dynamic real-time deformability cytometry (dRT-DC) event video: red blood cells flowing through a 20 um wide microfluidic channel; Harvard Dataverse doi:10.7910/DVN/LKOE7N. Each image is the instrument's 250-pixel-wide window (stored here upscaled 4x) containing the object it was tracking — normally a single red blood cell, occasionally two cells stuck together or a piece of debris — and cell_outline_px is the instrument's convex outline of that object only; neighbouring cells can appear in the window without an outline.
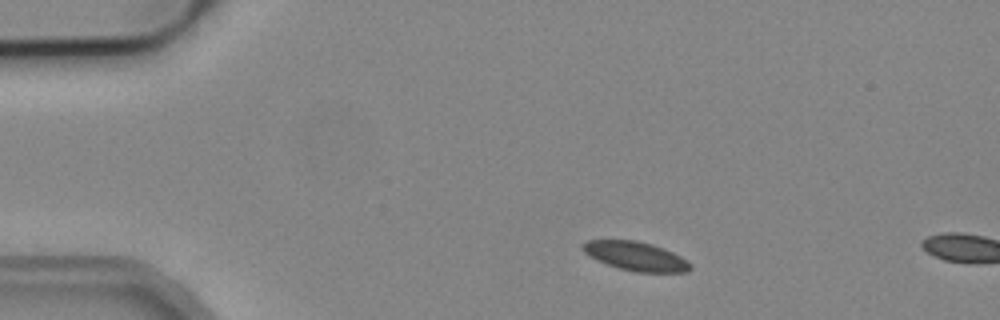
{"species": "common noctule bat (a hibernating species)", "species_latin": "Nyctalus noctula", "temperature_condition": "cold", "stored_images_in_passage": 2, "camera_frame_rate_fps": 3000, "um_per_image_px": 0.085, "animal": {"sex": "male", "body_mass_g": 19.2, "forearm_length_mm": 51.8}, "frame": {"image": 1, "passage_image": 1, "time_ms": 0.0, "image_size_px": [1000, 320], "cell_outline_px": [[692, 268], [688, 272], [636, 272], [620, 268], [608, 264], [588, 256], [580, 248], [580, 244], [588, 240], [636, 240], [652, 244], [664, 248], [680, 256], [692, 264]], "centroid_in_image_um": [54.03, 21.76], "position_along_channel_um": 31.0, "area_um2": 18.21}}